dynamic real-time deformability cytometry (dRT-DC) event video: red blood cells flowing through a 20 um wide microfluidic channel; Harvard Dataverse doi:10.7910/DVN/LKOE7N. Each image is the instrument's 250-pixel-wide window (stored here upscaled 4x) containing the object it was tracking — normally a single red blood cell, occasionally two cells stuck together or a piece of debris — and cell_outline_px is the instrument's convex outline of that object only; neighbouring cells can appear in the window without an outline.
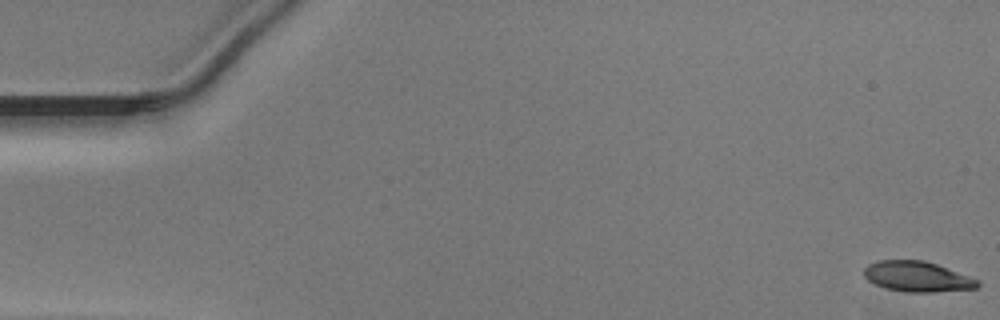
{"species": "Egyptian fruit bat (a non-hibernating species)", "species_latin": "Rousettus aegyptiacus", "temperature_condition": "warm", "stored_images_in_passage": 50, "camera_frame_rate_fps": 3000, "um_per_image_px": 0.085, "animal": {"sex": "male"}, "frame": {"image": 1, "passage_image": 1, "time_ms": 0.0, "image_size_px": [1000, 320], "cell_outline_px": [[980, 284], [976, 288], [936, 292], [908, 292], [888, 288], [876, 284], [868, 280], [864, 276], [864, 268], [868, 264], [876, 260], [924, 260], [936, 264], [980, 280]], "centroid_in_image_um": [77.97, 23.5], "position_along_channel_um": 7.0, "area_um2": 20.0}}
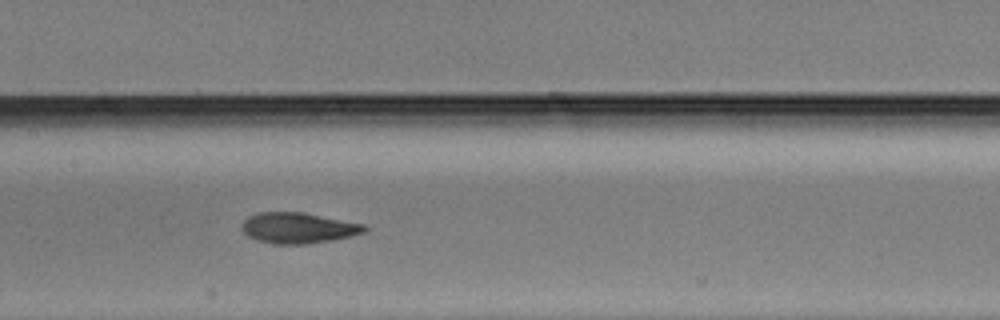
{"frame": {"image": 2, "passage_image": 25, "time_ms": 8.0, "image_size_px": [1000, 320], "cell_outline_px": [[368, 228], [364, 232], [352, 236], [332, 240], [308, 244], [272, 244], [256, 240], [248, 236], [240, 228], [240, 224], [248, 216], [256, 212], [304, 212], [364, 224]], "centroid_in_image_um": [25.31, 19.37], "position_along_channel_um": 182.1, "area_um2": 22.25}}
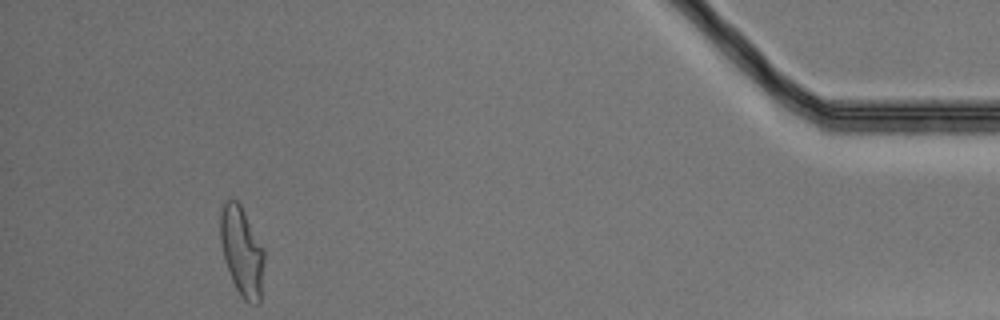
{"frame": {"image": 3, "passage_image": 47, "time_ms": 15.333, "image_size_px": [1000, 320], "cell_outline_px": [[264, 264], [260, 304], [248, 304], [240, 296], [232, 280], [224, 260], [220, 240], [220, 212], [224, 204], [228, 200], [236, 200], [240, 204], [264, 248]], "centroid_in_image_um": [20.57, 21.41], "position_along_channel_um": 414.6, "area_um2": 22.95}}